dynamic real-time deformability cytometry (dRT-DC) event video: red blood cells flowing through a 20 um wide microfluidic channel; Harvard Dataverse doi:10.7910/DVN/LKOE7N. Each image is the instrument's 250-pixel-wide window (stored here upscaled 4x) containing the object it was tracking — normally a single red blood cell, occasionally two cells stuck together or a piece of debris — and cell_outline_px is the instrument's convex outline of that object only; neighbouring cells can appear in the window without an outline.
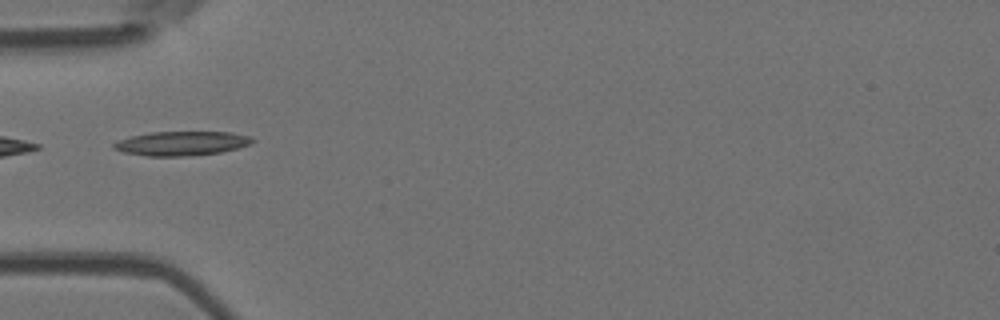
{"species": "Egyptian fruit bat (a non-hibernating species)", "species_latin": "Rousettus aegyptiacus", "temperature_condition": "room temperature", "stored_images_in_passage": 3, "camera_frame_rate_fps": 3000, "um_per_image_px": 0.085, "animal": {"sex": "female"}, "frame": {"image": 1, "passage_image": 2, "time_ms": 1.0, "image_size_px": [1000, 320], "cell_outline_px": [[256, 140], [248, 144], [236, 148], [220, 152], [192, 156], [148, 156], [124, 152], [112, 148], [112, 144], [116, 140], [132, 136], [152, 132], [232, 132], [252, 136]], "centroid_in_image_um": [15.43, 12.18], "position_along_channel_um": 69.6, "area_um2": 19.59}}